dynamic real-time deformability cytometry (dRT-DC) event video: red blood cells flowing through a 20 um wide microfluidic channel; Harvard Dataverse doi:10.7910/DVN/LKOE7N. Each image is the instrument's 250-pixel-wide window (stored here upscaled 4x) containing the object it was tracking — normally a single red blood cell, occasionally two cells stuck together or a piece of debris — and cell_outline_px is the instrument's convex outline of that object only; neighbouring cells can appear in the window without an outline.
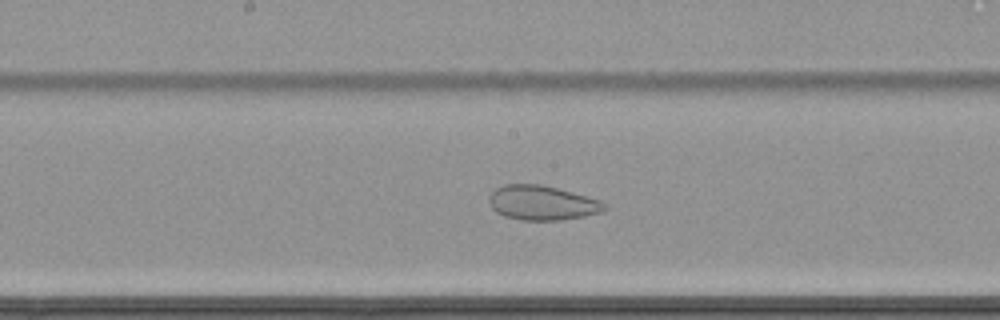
{"species": "common noctule bat (a hibernating species)", "species_latin": "Nyctalus noctula", "temperature_condition": "cold", "stored_images_in_passage": 66, "camera_frame_rate_fps": 3000, "um_per_image_px": 0.085, "animal": {"sex": "female", "body_mass_g": 22.7, "forearm_length_mm": 54.2}, "frame": {"image": 1, "passage_image": 38, "time_ms": 12.333, "image_size_px": [1000, 320], "cell_outline_px": [[608, 208], [604, 212], [584, 216], [560, 220], [520, 220], [504, 216], [496, 212], [492, 208], [488, 200], [492, 192], [496, 188], [504, 184], [540, 184], [556, 188], [600, 200]], "centroid_in_image_um": [46.07, 17.25], "position_along_channel_um": 202.1, "area_um2": 23.18}}